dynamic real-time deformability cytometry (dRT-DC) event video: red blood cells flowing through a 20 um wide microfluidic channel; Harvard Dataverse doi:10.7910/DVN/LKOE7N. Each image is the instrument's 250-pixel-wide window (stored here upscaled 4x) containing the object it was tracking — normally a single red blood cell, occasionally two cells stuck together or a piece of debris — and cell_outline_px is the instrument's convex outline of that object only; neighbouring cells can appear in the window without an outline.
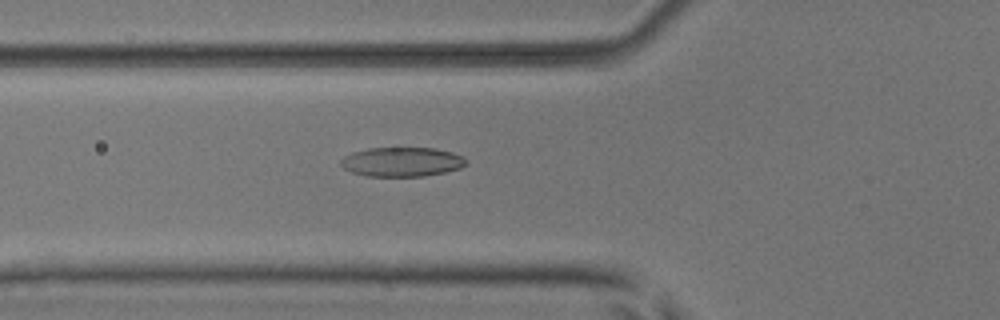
{"species": "common noctule bat (a hibernating species)", "species_latin": "Nyctalus noctula", "temperature_condition": "room temperature", "stored_images_in_passage": 53, "camera_frame_rate_fps": 3000, "um_per_image_px": 0.085, "animal": {"sex": "male", "body_mass_g": 17.9, "forearm_length_mm": 54.2}, "frame": {"image": 1, "passage_image": 20, "time_ms": 6.333, "image_size_px": [1000, 320], "cell_outline_px": [[468, 160], [460, 168], [444, 172], [424, 176], [368, 176], [352, 172], [344, 168], [340, 164], [340, 160], [344, 156], [352, 152], [368, 148], [432, 148], [452, 152]], "centroid_in_image_um": [34.13, 13.75], "position_along_channel_um": 91.7, "area_um2": 21.27}}
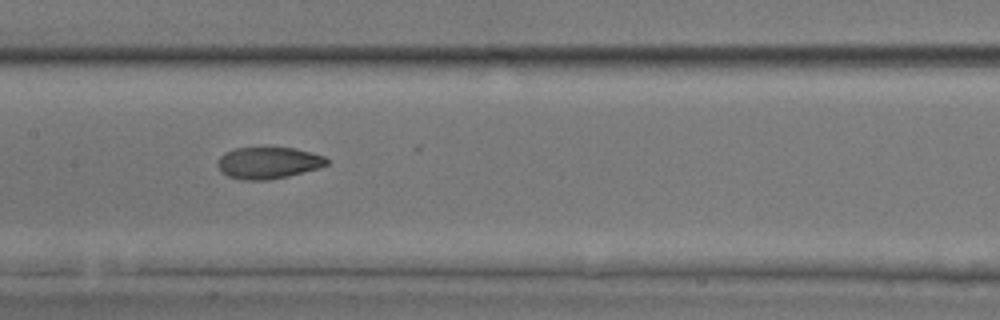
{"frame": {"image": 2, "passage_image": 27, "time_ms": 8.667, "image_size_px": [1000, 320], "cell_outline_px": [[328, 164], [316, 168], [288, 176], [268, 180], [244, 180], [228, 176], [220, 172], [216, 164], [216, 160], [224, 152], [236, 148], [292, 148], [312, 152], [324, 156], [328, 160]], "centroid_in_image_um": [22.74, 13.84], "position_along_channel_um": 184.7, "area_um2": 20.11}}
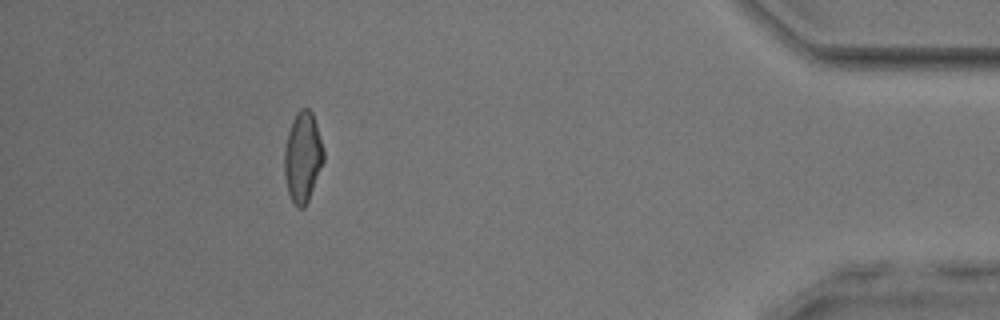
{"frame": {"image": 3, "passage_image": 48, "time_ms": 15.667, "image_size_px": [1000, 320], "cell_outline_px": [[324, 160], [308, 200], [304, 208], [296, 208], [288, 192], [284, 176], [284, 148], [288, 132], [292, 120], [296, 112], [300, 108], [308, 108], [312, 112], [324, 148]], "centroid_in_image_um": [25.72, 13.34], "position_along_channel_um": 409.5, "area_um2": 20.69}, "authors_computed_cell_mechanics": {"area_um2": 20.6924, "velocity_mm_per_s": 3.9695, "shape_relaxation_time_tau1_ms": 10.0895, "shape_relaxation_time_tau2_ms": 2.4227, "deformation_change_tau1": 0.2649, "deformation_change_tau2": 0.0749}}